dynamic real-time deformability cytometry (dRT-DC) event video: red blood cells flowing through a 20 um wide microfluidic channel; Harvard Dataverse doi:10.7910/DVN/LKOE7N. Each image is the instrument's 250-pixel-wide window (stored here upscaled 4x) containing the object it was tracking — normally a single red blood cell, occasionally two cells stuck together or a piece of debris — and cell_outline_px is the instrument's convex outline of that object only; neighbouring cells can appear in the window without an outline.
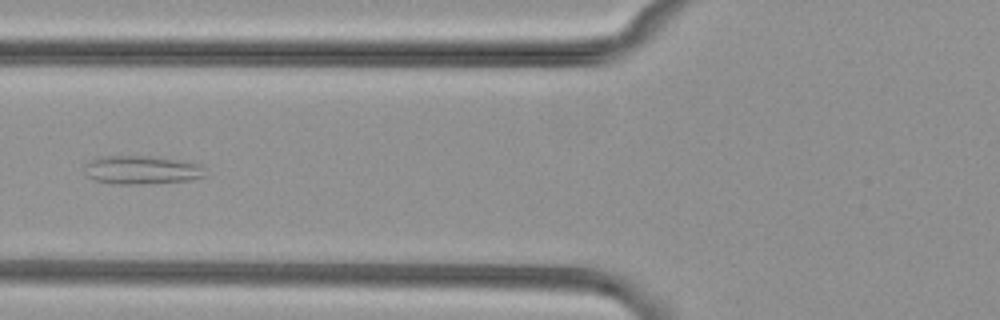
{"species": "common noctule bat (a hibernating species)", "species_latin": "Nyctalus noctula", "temperature_condition": "cold", "stored_images_in_passage": 5, "camera_frame_rate_fps": 3000, "um_per_image_px": 0.085, "animal": {"sex": "female", "body_mass_g": 29.2, "forearm_length_mm": 56.3}, "frame": {"image": 1, "passage_image": 4, "time_ms": 4.667, "image_size_px": [1000, 320], "cell_outline_px": [[204, 176], [192, 180], [144, 184], [112, 184], [96, 180], [88, 176], [84, 172], [84, 164], [96, 156], [152, 156], [204, 164]], "centroid_in_image_um": [12.03, 14.44], "position_along_channel_um": 113.8, "area_um2": 20.35}}